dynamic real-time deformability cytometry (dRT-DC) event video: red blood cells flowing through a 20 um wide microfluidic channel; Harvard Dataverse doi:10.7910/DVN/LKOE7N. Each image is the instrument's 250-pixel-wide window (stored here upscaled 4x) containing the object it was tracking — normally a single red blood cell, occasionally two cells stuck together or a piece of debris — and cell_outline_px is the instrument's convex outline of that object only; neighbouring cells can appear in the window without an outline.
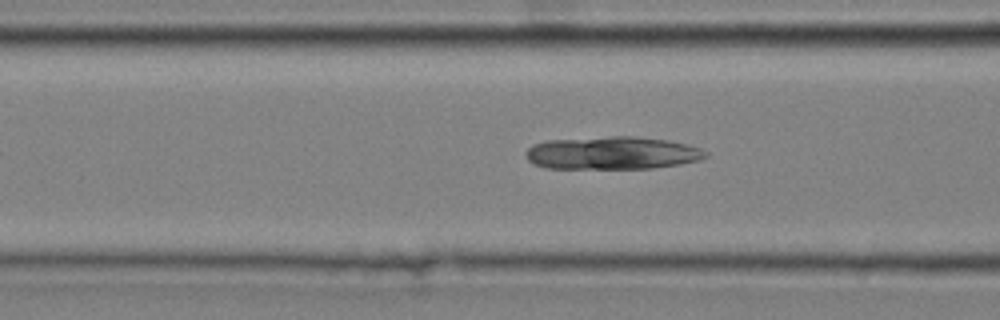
{"species": "common noctule bat (a hibernating species)", "species_latin": "Nyctalus noctula", "temperature_condition": "cold", "stored_images_in_passage": 38, "camera_frame_rate_fps": 3000, "um_per_image_px": 0.085, "animal": {"sex": "male", "body_mass_g": 20.4}, "frame": {"image": 1, "passage_image": 8, "time_ms": 2.333, "image_size_px": [1000, 320], "cell_outline_px": [[708, 156], [700, 160], [680, 164], [652, 168], [544, 168], [532, 164], [528, 160], [528, 148], [532, 144], [548, 140], [612, 136], [636, 136], [668, 140], [688, 144], [700, 148], [708, 152]], "centroid_in_image_um": [52.07, 13.0], "position_along_channel_um": 114.5, "area_um2": 34.51}}
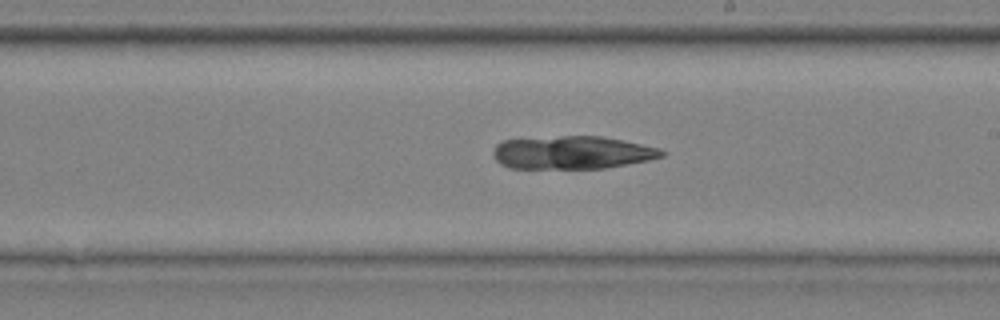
{"frame": {"image": 2, "passage_image": 18, "time_ms": 5.667, "image_size_px": [1000, 320], "cell_outline_px": [[664, 156], [648, 160], [604, 168], [508, 168], [500, 164], [496, 160], [492, 152], [496, 144], [504, 140], [560, 136], [600, 136], [660, 148], [664, 152]], "centroid_in_image_um": [48.59, 12.97], "position_along_channel_um": 240.4, "area_um2": 32.19}}
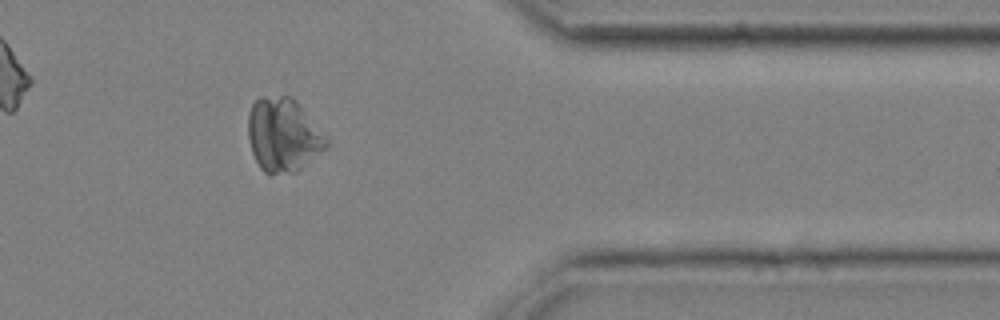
{"frame": {"image": 3, "passage_image": 31, "time_ms": 10.0, "image_size_px": [1000, 320], "cell_outline_px": [[328, 148], [296, 172], [264, 172], [260, 168], [252, 152], [248, 140], [248, 112], [252, 104], [260, 96], [292, 96], [296, 100], [328, 140]], "centroid_in_image_um": [24.06, 11.45], "position_along_channel_um": 387.3, "area_um2": 33.47}}